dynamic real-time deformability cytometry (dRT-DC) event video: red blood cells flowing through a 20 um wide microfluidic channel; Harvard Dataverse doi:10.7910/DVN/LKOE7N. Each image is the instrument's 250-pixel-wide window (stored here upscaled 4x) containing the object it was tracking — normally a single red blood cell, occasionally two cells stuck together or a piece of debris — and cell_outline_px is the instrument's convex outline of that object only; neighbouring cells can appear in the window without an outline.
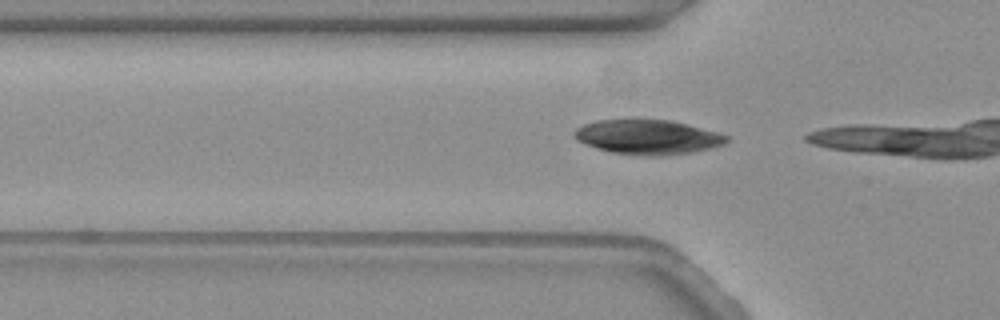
{"species": "common noctule bat (a hibernating species)", "species_latin": "Nyctalus noctula", "temperature_condition": "warm", "stored_images_in_passage": 10, "camera_frame_rate_fps": 3000, "um_per_image_px": 0.085, "animal": {"sex": "female", "body_mass_g": 19.3, "forearm_length_mm": 54.1}, "frame": {"image": 1, "passage_image": 7, "time_ms": 2.0, "image_size_px": [1000, 320], "cell_outline_px": [[728, 140], [724, 144], [712, 148], [692, 152], [660, 156], [644, 156], [612, 152], [596, 148], [584, 144], [576, 140], [572, 132], [576, 128], [584, 124], [596, 120], [672, 120], [716, 132], [728, 136]], "centroid_in_image_um": [55.03, 11.65], "position_along_channel_um": 70.8, "area_um2": 30.63}}